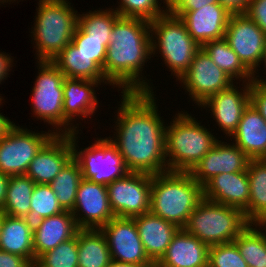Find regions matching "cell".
I'll return each mask as SVG.
<instances>
[{
	"label": "cell",
	"instance_id": "ac0fdd59",
	"mask_svg": "<svg viewBox=\"0 0 266 267\" xmlns=\"http://www.w3.org/2000/svg\"><path fill=\"white\" fill-rule=\"evenodd\" d=\"M244 84L240 92L232 84L229 88L211 95L200 105L204 109L210 108L216 124L229 137L237 130L242 114L250 103L251 83Z\"/></svg>",
	"mask_w": 266,
	"mask_h": 267
},
{
	"label": "cell",
	"instance_id": "8992f818",
	"mask_svg": "<svg viewBox=\"0 0 266 267\" xmlns=\"http://www.w3.org/2000/svg\"><path fill=\"white\" fill-rule=\"evenodd\" d=\"M150 32L152 54L159 49L164 64L179 80L201 46L188 33L184 21L168 11L150 21Z\"/></svg>",
	"mask_w": 266,
	"mask_h": 267
},
{
	"label": "cell",
	"instance_id": "6da1fadb",
	"mask_svg": "<svg viewBox=\"0 0 266 267\" xmlns=\"http://www.w3.org/2000/svg\"><path fill=\"white\" fill-rule=\"evenodd\" d=\"M154 92L122 93L114 139L129 172L155 175L168 171L166 126L159 116ZM116 135V136H115Z\"/></svg>",
	"mask_w": 266,
	"mask_h": 267
},
{
	"label": "cell",
	"instance_id": "52a82bcc",
	"mask_svg": "<svg viewBox=\"0 0 266 267\" xmlns=\"http://www.w3.org/2000/svg\"><path fill=\"white\" fill-rule=\"evenodd\" d=\"M248 225L242 210L204 198L190 214L184 229L212 246L233 242Z\"/></svg>",
	"mask_w": 266,
	"mask_h": 267
},
{
	"label": "cell",
	"instance_id": "5bb4252c",
	"mask_svg": "<svg viewBox=\"0 0 266 267\" xmlns=\"http://www.w3.org/2000/svg\"><path fill=\"white\" fill-rule=\"evenodd\" d=\"M100 230L106 237L112 260L154 264L144 251L134 218L115 216Z\"/></svg>",
	"mask_w": 266,
	"mask_h": 267
},
{
	"label": "cell",
	"instance_id": "ffe728a7",
	"mask_svg": "<svg viewBox=\"0 0 266 267\" xmlns=\"http://www.w3.org/2000/svg\"><path fill=\"white\" fill-rule=\"evenodd\" d=\"M203 196L209 201L242 210L248 221L250 190L247 169L212 177L203 185Z\"/></svg>",
	"mask_w": 266,
	"mask_h": 267
},
{
	"label": "cell",
	"instance_id": "d6986e66",
	"mask_svg": "<svg viewBox=\"0 0 266 267\" xmlns=\"http://www.w3.org/2000/svg\"><path fill=\"white\" fill-rule=\"evenodd\" d=\"M72 158L71 134H55L32 159L25 175L36 184H49Z\"/></svg>",
	"mask_w": 266,
	"mask_h": 267
},
{
	"label": "cell",
	"instance_id": "e0dca14e",
	"mask_svg": "<svg viewBox=\"0 0 266 267\" xmlns=\"http://www.w3.org/2000/svg\"><path fill=\"white\" fill-rule=\"evenodd\" d=\"M233 144L218 140L212 149L193 167L190 174L204 185L212 177L221 173L245 171L250 158L245 152Z\"/></svg>",
	"mask_w": 266,
	"mask_h": 267
},
{
	"label": "cell",
	"instance_id": "d6a6232c",
	"mask_svg": "<svg viewBox=\"0 0 266 267\" xmlns=\"http://www.w3.org/2000/svg\"><path fill=\"white\" fill-rule=\"evenodd\" d=\"M249 267H266V239L253 223L233 241Z\"/></svg>",
	"mask_w": 266,
	"mask_h": 267
},
{
	"label": "cell",
	"instance_id": "4dcf8cb0",
	"mask_svg": "<svg viewBox=\"0 0 266 267\" xmlns=\"http://www.w3.org/2000/svg\"><path fill=\"white\" fill-rule=\"evenodd\" d=\"M247 176L250 190L248 222L253 223L266 213V159H250Z\"/></svg>",
	"mask_w": 266,
	"mask_h": 267
},
{
	"label": "cell",
	"instance_id": "60d3db41",
	"mask_svg": "<svg viewBox=\"0 0 266 267\" xmlns=\"http://www.w3.org/2000/svg\"><path fill=\"white\" fill-rule=\"evenodd\" d=\"M246 14L266 34V0H250Z\"/></svg>",
	"mask_w": 266,
	"mask_h": 267
},
{
	"label": "cell",
	"instance_id": "f546056e",
	"mask_svg": "<svg viewBox=\"0 0 266 267\" xmlns=\"http://www.w3.org/2000/svg\"><path fill=\"white\" fill-rule=\"evenodd\" d=\"M35 185L26 175L9 176L6 200L1 210L6 215L30 220V204Z\"/></svg>",
	"mask_w": 266,
	"mask_h": 267
},
{
	"label": "cell",
	"instance_id": "b9f144b4",
	"mask_svg": "<svg viewBox=\"0 0 266 267\" xmlns=\"http://www.w3.org/2000/svg\"><path fill=\"white\" fill-rule=\"evenodd\" d=\"M250 102L266 121V85L251 83Z\"/></svg>",
	"mask_w": 266,
	"mask_h": 267
},
{
	"label": "cell",
	"instance_id": "7a4b0ae2",
	"mask_svg": "<svg viewBox=\"0 0 266 267\" xmlns=\"http://www.w3.org/2000/svg\"><path fill=\"white\" fill-rule=\"evenodd\" d=\"M151 55L150 21L120 16L110 34L103 73L121 93L152 92L142 75Z\"/></svg>",
	"mask_w": 266,
	"mask_h": 267
},
{
	"label": "cell",
	"instance_id": "83f0119b",
	"mask_svg": "<svg viewBox=\"0 0 266 267\" xmlns=\"http://www.w3.org/2000/svg\"><path fill=\"white\" fill-rule=\"evenodd\" d=\"M111 260L106 237L100 229L78 231V267H107Z\"/></svg>",
	"mask_w": 266,
	"mask_h": 267
},
{
	"label": "cell",
	"instance_id": "bcb514c9",
	"mask_svg": "<svg viewBox=\"0 0 266 267\" xmlns=\"http://www.w3.org/2000/svg\"><path fill=\"white\" fill-rule=\"evenodd\" d=\"M9 176L0 172V209L4 206L7 194Z\"/></svg>",
	"mask_w": 266,
	"mask_h": 267
},
{
	"label": "cell",
	"instance_id": "f1b7e54d",
	"mask_svg": "<svg viewBox=\"0 0 266 267\" xmlns=\"http://www.w3.org/2000/svg\"><path fill=\"white\" fill-rule=\"evenodd\" d=\"M202 48L216 66L234 81L235 79H239L240 81L243 80V83H251L252 73L242 64L238 55L230 48L225 38L207 42Z\"/></svg>",
	"mask_w": 266,
	"mask_h": 267
},
{
	"label": "cell",
	"instance_id": "3957f363",
	"mask_svg": "<svg viewBox=\"0 0 266 267\" xmlns=\"http://www.w3.org/2000/svg\"><path fill=\"white\" fill-rule=\"evenodd\" d=\"M204 199L203 186L190 174L166 171L151 175L150 213L184 228Z\"/></svg>",
	"mask_w": 266,
	"mask_h": 267
},
{
	"label": "cell",
	"instance_id": "8d00e7d4",
	"mask_svg": "<svg viewBox=\"0 0 266 267\" xmlns=\"http://www.w3.org/2000/svg\"><path fill=\"white\" fill-rule=\"evenodd\" d=\"M116 11L121 17L140 18L152 21L167 12L158 0H120ZM160 3V4H159ZM159 4V5H158ZM162 9H161V8Z\"/></svg>",
	"mask_w": 266,
	"mask_h": 267
},
{
	"label": "cell",
	"instance_id": "277c9868",
	"mask_svg": "<svg viewBox=\"0 0 266 267\" xmlns=\"http://www.w3.org/2000/svg\"><path fill=\"white\" fill-rule=\"evenodd\" d=\"M175 116L165 131L167 168L168 171L190 172L218 139L188 113Z\"/></svg>",
	"mask_w": 266,
	"mask_h": 267
},
{
	"label": "cell",
	"instance_id": "f5cc1de1",
	"mask_svg": "<svg viewBox=\"0 0 266 267\" xmlns=\"http://www.w3.org/2000/svg\"><path fill=\"white\" fill-rule=\"evenodd\" d=\"M169 2V0H163V4H165L166 6L163 5V7H167V3Z\"/></svg>",
	"mask_w": 266,
	"mask_h": 267
},
{
	"label": "cell",
	"instance_id": "30bf717a",
	"mask_svg": "<svg viewBox=\"0 0 266 267\" xmlns=\"http://www.w3.org/2000/svg\"><path fill=\"white\" fill-rule=\"evenodd\" d=\"M49 131L35 133L14 125L0 138V172L7 176L25 175L32 159L55 135L54 129Z\"/></svg>",
	"mask_w": 266,
	"mask_h": 267
},
{
	"label": "cell",
	"instance_id": "44dd1931",
	"mask_svg": "<svg viewBox=\"0 0 266 267\" xmlns=\"http://www.w3.org/2000/svg\"><path fill=\"white\" fill-rule=\"evenodd\" d=\"M231 13L219 2L186 12L181 19L188 33L202 47L205 43L225 37Z\"/></svg>",
	"mask_w": 266,
	"mask_h": 267
},
{
	"label": "cell",
	"instance_id": "2e32d148",
	"mask_svg": "<svg viewBox=\"0 0 266 267\" xmlns=\"http://www.w3.org/2000/svg\"><path fill=\"white\" fill-rule=\"evenodd\" d=\"M100 82L82 79L65 77L63 81V135L79 132L76 129L79 124L73 125L74 117L84 118L95 113L98 107V100L95 93V87H98ZM70 125V126H69ZM76 126V127H75Z\"/></svg>",
	"mask_w": 266,
	"mask_h": 267
},
{
	"label": "cell",
	"instance_id": "9c48e42d",
	"mask_svg": "<svg viewBox=\"0 0 266 267\" xmlns=\"http://www.w3.org/2000/svg\"><path fill=\"white\" fill-rule=\"evenodd\" d=\"M38 76L32 89L33 114L63 134L64 74L51 61H38ZM61 131V132H60Z\"/></svg>",
	"mask_w": 266,
	"mask_h": 267
},
{
	"label": "cell",
	"instance_id": "4fadbf2b",
	"mask_svg": "<svg viewBox=\"0 0 266 267\" xmlns=\"http://www.w3.org/2000/svg\"><path fill=\"white\" fill-rule=\"evenodd\" d=\"M181 81V82H180ZM179 82L189 92L190 98L203 104L211 95L229 88L233 79L216 66L201 47L195 54L189 69L180 77Z\"/></svg>",
	"mask_w": 266,
	"mask_h": 267
},
{
	"label": "cell",
	"instance_id": "9a60e30c",
	"mask_svg": "<svg viewBox=\"0 0 266 267\" xmlns=\"http://www.w3.org/2000/svg\"><path fill=\"white\" fill-rule=\"evenodd\" d=\"M71 213L79 229H101L115 217L110 207L106 185L82 179Z\"/></svg>",
	"mask_w": 266,
	"mask_h": 267
},
{
	"label": "cell",
	"instance_id": "d4e9b609",
	"mask_svg": "<svg viewBox=\"0 0 266 267\" xmlns=\"http://www.w3.org/2000/svg\"><path fill=\"white\" fill-rule=\"evenodd\" d=\"M231 136L230 140L233 139L250 159H266V121L251 102Z\"/></svg>",
	"mask_w": 266,
	"mask_h": 267
},
{
	"label": "cell",
	"instance_id": "603a6c76",
	"mask_svg": "<svg viewBox=\"0 0 266 267\" xmlns=\"http://www.w3.org/2000/svg\"><path fill=\"white\" fill-rule=\"evenodd\" d=\"M209 246L180 228L155 267H208Z\"/></svg>",
	"mask_w": 266,
	"mask_h": 267
},
{
	"label": "cell",
	"instance_id": "ee69618b",
	"mask_svg": "<svg viewBox=\"0 0 266 267\" xmlns=\"http://www.w3.org/2000/svg\"><path fill=\"white\" fill-rule=\"evenodd\" d=\"M231 14L246 13L250 0H218Z\"/></svg>",
	"mask_w": 266,
	"mask_h": 267
},
{
	"label": "cell",
	"instance_id": "1f68e13d",
	"mask_svg": "<svg viewBox=\"0 0 266 267\" xmlns=\"http://www.w3.org/2000/svg\"><path fill=\"white\" fill-rule=\"evenodd\" d=\"M82 179L80 166L72 158L49 183L63 210H73L78 186Z\"/></svg>",
	"mask_w": 266,
	"mask_h": 267
},
{
	"label": "cell",
	"instance_id": "f35d334b",
	"mask_svg": "<svg viewBox=\"0 0 266 267\" xmlns=\"http://www.w3.org/2000/svg\"><path fill=\"white\" fill-rule=\"evenodd\" d=\"M109 40L88 38V34L83 33L76 26L71 42L79 51L92 57V61L103 70Z\"/></svg>",
	"mask_w": 266,
	"mask_h": 267
},
{
	"label": "cell",
	"instance_id": "db71d44e",
	"mask_svg": "<svg viewBox=\"0 0 266 267\" xmlns=\"http://www.w3.org/2000/svg\"><path fill=\"white\" fill-rule=\"evenodd\" d=\"M0 3L3 4V3H8L7 0H0Z\"/></svg>",
	"mask_w": 266,
	"mask_h": 267
},
{
	"label": "cell",
	"instance_id": "ab89813d",
	"mask_svg": "<svg viewBox=\"0 0 266 267\" xmlns=\"http://www.w3.org/2000/svg\"><path fill=\"white\" fill-rule=\"evenodd\" d=\"M213 3H218V0H169L167 11L181 18L188 11L198 10L204 5Z\"/></svg>",
	"mask_w": 266,
	"mask_h": 267
},
{
	"label": "cell",
	"instance_id": "681fc988",
	"mask_svg": "<svg viewBox=\"0 0 266 267\" xmlns=\"http://www.w3.org/2000/svg\"><path fill=\"white\" fill-rule=\"evenodd\" d=\"M254 226H256L258 228V230L261 231V233L263 234V236L266 239V213L263 214L262 216H260L257 220H255L253 222ZM259 226V227H258ZM264 227V228H263ZM260 228V229H259ZM265 230V232H264ZM263 231V232H262Z\"/></svg>",
	"mask_w": 266,
	"mask_h": 267
},
{
	"label": "cell",
	"instance_id": "7bdbcfd3",
	"mask_svg": "<svg viewBox=\"0 0 266 267\" xmlns=\"http://www.w3.org/2000/svg\"><path fill=\"white\" fill-rule=\"evenodd\" d=\"M0 267H34L26 258L0 250Z\"/></svg>",
	"mask_w": 266,
	"mask_h": 267
},
{
	"label": "cell",
	"instance_id": "c3c4849f",
	"mask_svg": "<svg viewBox=\"0 0 266 267\" xmlns=\"http://www.w3.org/2000/svg\"><path fill=\"white\" fill-rule=\"evenodd\" d=\"M107 267H155V264L123 263L111 260Z\"/></svg>",
	"mask_w": 266,
	"mask_h": 267
},
{
	"label": "cell",
	"instance_id": "5b68a950",
	"mask_svg": "<svg viewBox=\"0 0 266 267\" xmlns=\"http://www.w3.org/2000/svg\"><path fill=\"white\" fill-rule=\"evenodd\" d=\"M67 0H39L33 39L39 61H52L72 40L77 11Z\"/></svg>",
	"mask_w": 266,
	"mask_h": 267
},
{
	"label": "cell",
	"instance_id": "484cf974",
	"mask_svg": "<svg viewBox=\"0 0 266 267\" xmlns=\"http://www.w3.org/2000/svg\"><path fill=\"white\" fill-rule=\"evenodd\" d=\"M0 250L24 257L34 266L33 222L25 217L5 214Z\"/></svg>",
	"mask_w": 266,
	"mask_h": 267
},
{
	"label": "cell",
	"instance_id": "ba28073f",
	"mask_svg": "<svg viewBox=\"0 0 266 267\" xmlns=\"http://www.w3.org/2000/svg\"><path fill=\"white\" fill-rule=\"evenodd\" d=\"M78 133L71 134V143L73 158L80 166L83 179L107 186L129 172L110 137L97 138L93 145L79 150L76 142Z\"/></svg>",
	"mask_w": 266,
	"mask_h": 267
},
{
	"label": "cell",
	"instance_id": "7402d4cb",
	"mask_svg": "<svg viewBox=\"0 0 266 267\" xmlns=\"http://www.w3.org/2000/svg\"><path fill=\"white\" fill-rule=\"evenodd\" d=\"M79 227L71 211L33 222L34 264L43 253L76 236Z\"/></svg>",
	"mask_w": 266,
	"mask_h": 267
},
{
	"label": "cell",
	"instance_id": "cb8c5ba5",
	"mask_svg": "<svg viewBox=\"0 0 266 267\" xmlns=\"http://www.w3.org/2000/svg\"><path fill=\"white\" fill-rule=\"evenodd\" d=\"M133 218L144 251L148 258L156 264L165 254L171 240L180 228L150 212Z\"/></svg>",
	"mask_w": 266,
	"mask_h": 267
},
{
	"label": "cell",
	"instance_id": "74e56055",
	"mask_svg": "<svg viewBox=\"0 0 266 267\" xmlns=\"http://www.w3.org/2000/svg\"><path fill=\"white\" fill-rule=\"evenodd\" d=\"M208 267H249L234 242L209 246Z\"/></svg>",
	"mask_w": 266,
	"mask_h": 267
},
{
	"label": "cell",
	"instance_id": "7dc6e473",
	"mask_svg": "<svg viewBox=\"0 0 266 267\" xmlns=\"http://www.w3.org/2000/svg\"><path fill=\"white\" fill-rule=\"evenodd\" d=\"M2 99L4 98H0V105L2 104ZM14 125L15 123L0 113V138L6 135Z\"/></svg>",
	"mask_w": 266,
	"mask_h": 267
},
{
	"label": "cell",
	"instance_id": "836d02e7",
	"mask_svg": "<svg viewBox=\"0 0 266 267\" xmlns=\"http://www.w3.org/2000/svg\"><path fill=\"white\" fill-rule=\"evenodd\" d=\"M114 9L90 10L86 14H78L77 27L83 33L88 34V38L110 39L113 25L120 17L119 13Z\"/></svg>",
	"mask_w": 266,
	"mask_h": 267
},
{
	"label": "cell",
	"instance_id": "f6af8a7d",
	"mask_svg": "<svg viewBox=\"0 0 266 267\" xmlns=\"http://www.w3.org/2000/svg\"><path fill=\"white\" fill-rule=\"evenodd\" d=\"M12 57H10L9 54H6V52H0V84L2 81H4V79H6L8 76V72L11 70L10 68H12ZM2 96H0L1 98Z\"/></svg>",
	"mask_w": 266,
	"mask_h": 267
},
{
	"label": "cell",
	"instance_id": "d590c367",
	"mask_svg": "<svg viewBox=\"0 0 266 267\" xmlns=\"http://www.w3.org/2000/svg\"><path fill=\"white\" fill-rule=\"evenodd\" d=\"M55 192L49 184H36L32 191L30 204V220L47 218L63 212Z\"/></svg>",
	"mask_w": 266,
	"mask_h": 267
},
{
	"label": "cell",
	"instance_id": "e575fe53",
	"mask_svg": "<svg viewBox=\"0 0 266 267\" xmlns=\"http://www.w3.org/2000/svg\"><path fill=\"white\" fill-rule=\"evenodd\" d=\"M34 267H78V232L70 240L40 255Z\"/></svg>",
	"mask_w": 266,
	"mask_h": 267
},
{
	"label": "cell",
	"instance_id": "8fae6325",
	"mask_svg": "<svg viewBox=\"0 0 266 267\" xmlns=\"http://www.w3.org/2000/svg\"><path fill=\"white\" fill-rule=\"evenodd\" d=\"M106 187L110 207L115 216L133 218L149 213L150 174L128 172Z\"/></svg>",
	"mask_w": 266,
	"mask_h": 267
},
{
	"label": "cell",
	"instance_id": "7c38bea8",
	"mask_svg": "<svg viewBox=\"0 0 266 267\" xmlns=\"http://www.w3.org/2000/svg\"><path fill=\"white\" fill-rule=\"evenodd\" d=\"M224 38L242 64L255 76L266 48V34L246 13H239L230 15Z\"/></svg>",
	"mask_w": 266,
	"mask_h": 267
},
{
	"label": "cell",
	"instance_id": "4316f807",
	"mask_svg": "<svg viewBox=\"0 0 266 267\" xmlns=\"http://www.w3.org/2000/svg\"><path fill=\"white\" fill-rule=\"evenodd\" d=\"M51 62L65 77L88 79L112 85L106 79L103 70L92 61V57L79 51L72 42H70Z\"/></svg>",
	"mask_w": 266,
	"mask_h": 267
},
{
	"label": "cell",
	"instance_id": "816d5d0a",
	"mask_svg": "<svg viewBox=\"0 0 266 267\" xmlns=\"http://www.w3.org/2000/svg\"><path fill=\"white\" fill-rule=\"evenodd\" d=\"M4 217H5V213L0 209V234H1V230H2Z\"/></svg>",
	"mask_w": 266,
	"mask_h": 267
},
{
	"label": "cell",
	"instance_id": "f907efd6",
	"mask_svg": "<svg viewBox=\"0 0 266 267\" xmlns=\"http://www.w3.org/2000/svg\"><path fill=\"white\" fill-rule=\"evenodd\" d=\"M261 63H264V65H265L264 67L266 68V48L264 50V53L262 54V57H261L259 64L261 65ZM257 77H259V75H256V77L252 76L251 77V83L266 85V79L264 80V79H260Z\"/></svg>",
	"mask_w": 266,
	"mask_h": 267
}]
</instances>
